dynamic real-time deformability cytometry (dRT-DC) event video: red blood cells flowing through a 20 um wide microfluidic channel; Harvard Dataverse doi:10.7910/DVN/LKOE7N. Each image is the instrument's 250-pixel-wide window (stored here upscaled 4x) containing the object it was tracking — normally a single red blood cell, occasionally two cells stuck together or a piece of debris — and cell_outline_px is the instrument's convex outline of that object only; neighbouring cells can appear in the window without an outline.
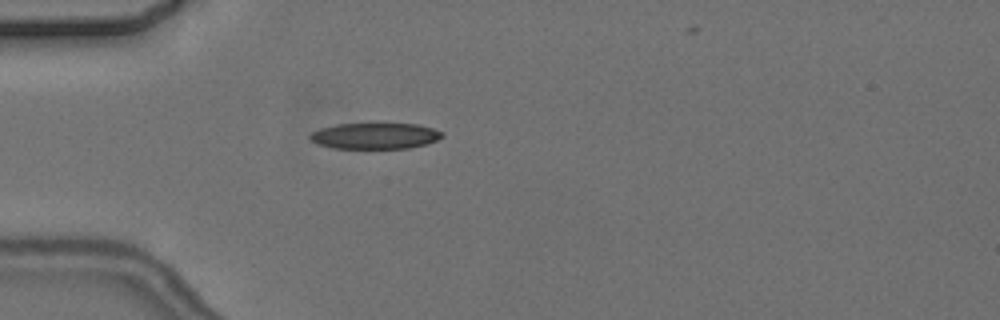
{"species": "common noctule bat (a hibernating species)", "species_latin": "Nyctalus noctula", "temperature_condition": "cold", "stored_images_in_passage": 2, "camera_frame_rate_fps": 3000, "um_per_image_px": 0.085, "animal": {"sex": "female", "body_mass_g": 24.6, "forearm_length_mm": 56.2}, "frame": {"image": 1, "passage_image": 1, "time_ms": 0.0, "image_size_px": [1000, 320], "cell_outline_px": [[444, 136], [436, 140], [424, 144], [408, 148], [332, 148], [316, 144], [308, 136], [312, 132], [320, 128], [336, 124], [376, 120], [416, 124], [432, 128], [444, 132]], "centroid_in_image_um": [31.86, 11.49], "position_along_channel_um": 53.1, "area_um2": 21.1}}